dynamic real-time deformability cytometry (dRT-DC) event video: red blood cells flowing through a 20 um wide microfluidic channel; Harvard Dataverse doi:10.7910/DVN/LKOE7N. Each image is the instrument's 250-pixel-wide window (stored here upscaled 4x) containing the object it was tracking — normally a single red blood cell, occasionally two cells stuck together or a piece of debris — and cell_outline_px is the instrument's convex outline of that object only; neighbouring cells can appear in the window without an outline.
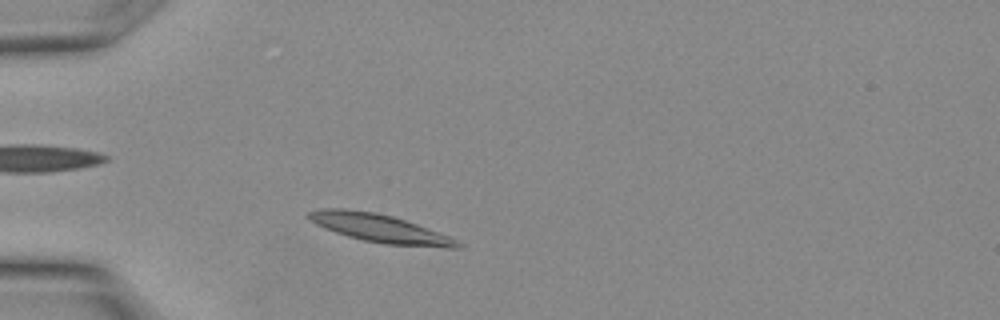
{"species": "Egyptian fruit bat (a non-hibernating species)", "species_latin": "Rousettus aegyptiacus", "temperature_condition": "warm", "stored_images_in_passage": 15, "camera_frame_rate_fps": 3000, "um_per_image_px": 0.085, "animal": {"sex": "female"}, "frame": {"image": 1, "passage_image": 3, "time_ms": 0.667, "image_size_px": [1000, 320], "cell_outline_px": [[464, 244], [460, 248], [444, 248], [384, 244], [364, 240], [348, 236], [324, 228], [308, 220], [304, 216], [308, 212], [320, 208], [344, 208], [372, 212], [392, 216], [416, 224], [448, 236]], "centroid_in_image_um": [32.24, 19.41], "position_along_channel_um": 52.8, "area_um2": 24.39}}